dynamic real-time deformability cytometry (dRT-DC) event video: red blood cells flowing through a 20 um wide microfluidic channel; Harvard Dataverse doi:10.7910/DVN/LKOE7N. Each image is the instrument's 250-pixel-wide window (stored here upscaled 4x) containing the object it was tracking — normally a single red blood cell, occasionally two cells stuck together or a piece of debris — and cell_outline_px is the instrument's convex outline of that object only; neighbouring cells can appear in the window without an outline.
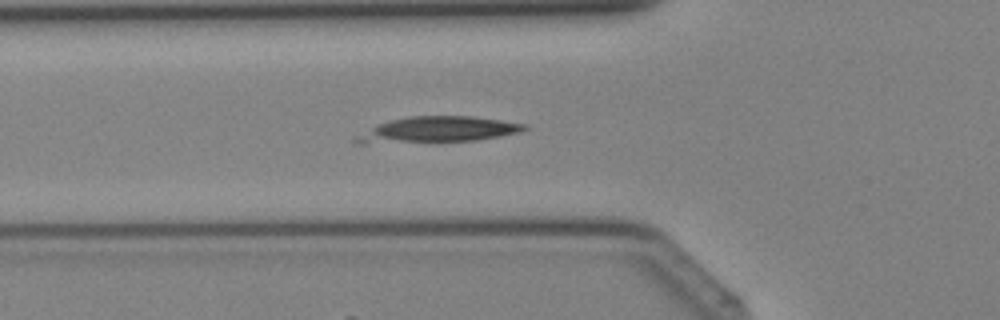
{"species": "Egyptian fruit bat (a non-hibernating species)", "species_latin": "Rousettus aegyptiacus", "temperature_condition": "cold", "stored_images_in_passage": 19, "camera_frame_rate_fps": 3000, "um_per_image_px": 0.085, "animal": {"sex": "female"}, "frame": {"image": 1, "passage_image": 6, "time_ms": 1.667, "image_size_px": [1000, 320], "cell_outline_px": [[528, 128], [520, 132], [500, 136], [476, 140], [364, 144], [356, 144], [352, 140], [356, 136], [376, 124], [408, 116], [472, 116], [528, 124]], "centroid_in_image_um": [37.17, 11.03], "position_along_channel_um": 88.6, "area_um2": 25.43}}
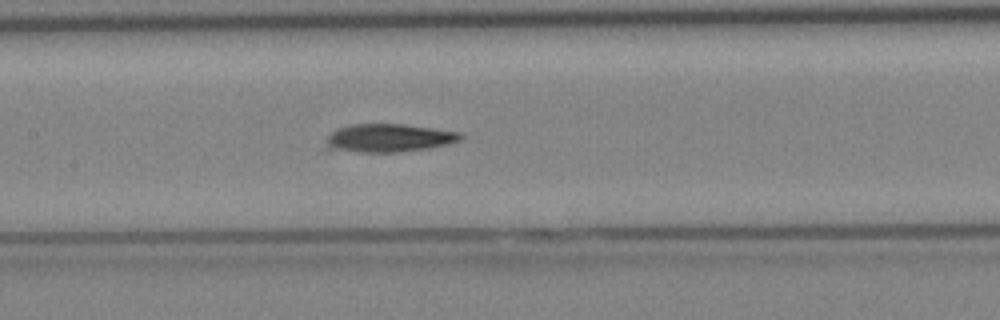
{"frame": {"image": 2, "passage_image": 11, "time_ms": 3.333, "image_size_px": [1000, 320], "cell_outline_px": [[464, 136], [460, 140], [448, 144], [428, 148], [400, 152], [360, 152], [324, 148], [328, 136], [336, 128], [348, 124], [404, 124], [460, 132]], "centroid_in_image_um": [33.03, 11.72], "position_along_channel_um": 174.4, "area_um2": 22.2}}
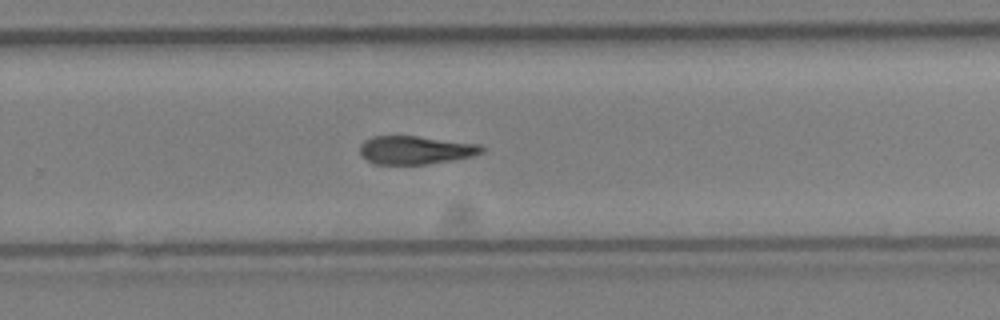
{"frame": {"image": 3, "passage_image": 18, "time_ms": 5.667, "image_size_px": [1000, 320], "cell_outline_px": [[488, 148], [484, 152], [472, 156], [452, 160], [424, 164], [376, 164], [368, 160], [360, 152], [360, 144], [364, 140], [372, 136], [416, 136], [484, 144]], "centroid_in_image_um": [35.4, 12.74], "position_along_channel_um": 294.4, "area_um2": 20.23}}